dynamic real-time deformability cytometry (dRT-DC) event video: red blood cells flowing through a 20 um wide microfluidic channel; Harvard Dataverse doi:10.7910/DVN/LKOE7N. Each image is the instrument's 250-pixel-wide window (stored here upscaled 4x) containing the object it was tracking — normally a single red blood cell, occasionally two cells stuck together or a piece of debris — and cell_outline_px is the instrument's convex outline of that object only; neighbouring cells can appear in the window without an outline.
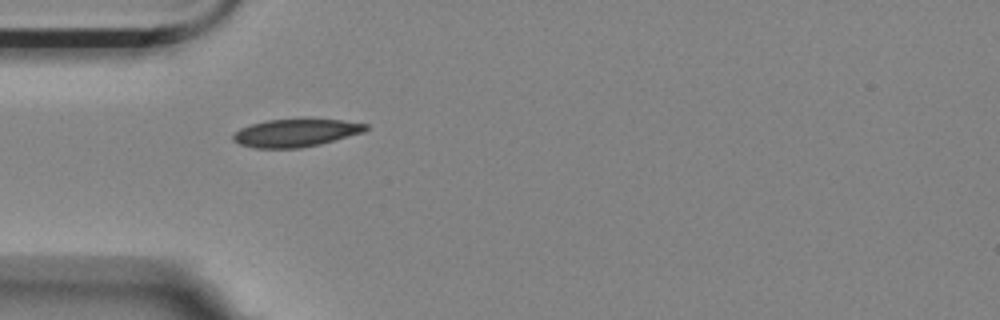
{"species": "Egyptian fruit bat (a non-hibernating species)", "species_latin": "Rousettus aegyptiacus", "temperature_condition": "room temperature", "stored_images_in_passage": 2, "camera_frame_rate_fps": 3000, "um_per_image_px": 0.085, "animal": {"sex": "female"}, "frame": {"image": 1, "passage_image": 1, "time_ms": 0.0, "image_size_px": [1000, 320], "cell_outline_px": [[368, 128], [364, 132], [320, 144], [300, 148], [256, 148], [240, 144], [232, 140], [232, 136], [240, 128], [264, 120], [304, 116], [308, 116], [340, 120], [368, 124]], "centroid_in_image_um": [25.16, 11.24], "position_along_channel_um": 59.8, "area_um2": 22.31}}
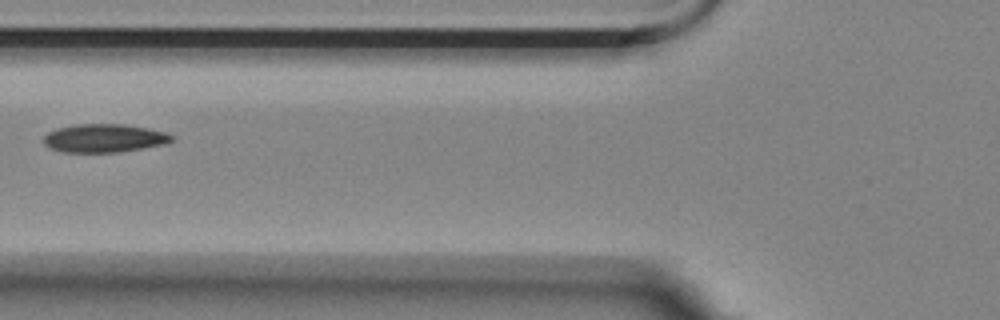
{"frame": {"image": 2, "passage_image": 2, "time_ms": 0.333, "image_size_px": [1000, 320], "cell_outline_px": [[172, 140], [164, 144], [116, 152], [60, 152], [48, 148], [44, 144], [44, 136], [48, 132], [56, 128], [76, 124], [124, 124], [148, 128], [164, 132], [172, 136]], "centroid_in_image_um": [8.78, 11.74], "position_along_channel_um": 117.0, "area_um2": 21.04}}